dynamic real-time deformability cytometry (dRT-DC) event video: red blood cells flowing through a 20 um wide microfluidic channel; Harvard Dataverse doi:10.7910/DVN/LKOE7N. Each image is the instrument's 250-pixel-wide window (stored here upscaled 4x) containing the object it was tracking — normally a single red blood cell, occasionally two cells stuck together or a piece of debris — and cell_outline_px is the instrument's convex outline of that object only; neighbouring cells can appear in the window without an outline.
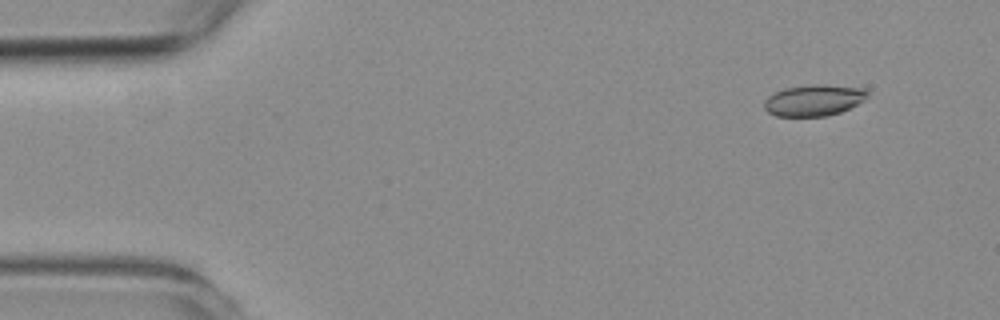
{"species": "common noctule bat (a hibernating species)", "species_latin": "Nyctalus noctula", "temperature_condition": "room temperature", "stored_images_in_passage": 55, "camera_frame_rate_fps": 3000, "um_per_image_px": 0.085, "animal": {"sex": "female", "body_mass_g": 19.3, "forearm_length_mm": 54.1}, "frame": {"image": 1, "passage_image": 1, "time_ms": 0.0, "image_size_px": [1000, 320], "cell_outline_px": [[868, 96], [864, 100], [840, 112], [828, 116], [776, 116], [768, 112], [764, 108], [764, 100], [768, 96], [784, 88], [812, 84], [824, 84], [864, 88], [868, 92]], "centroid_in_image_um": [69.16, 8.51], "position_along_channel_um": 15.8, "area_um2": 18.84}}
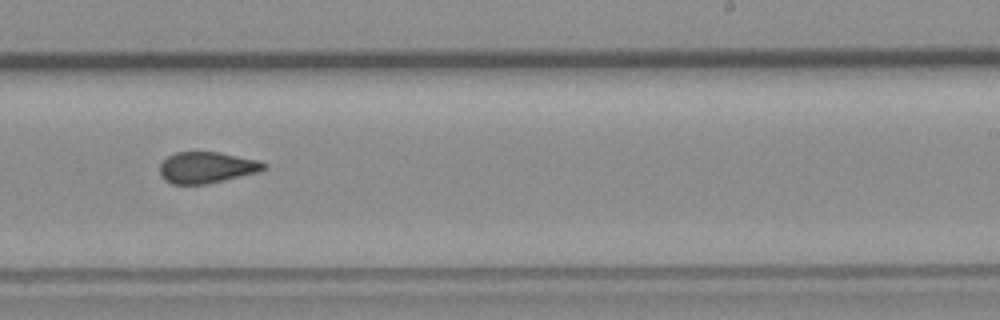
{"frame": {"image": 2, "passage_image": 32, "time_ms": 10.333, "image_size_px": [1000, 320], "cell_outline_px": [[268, 168], [260, 172], [204, 184], [172, 184], [164, 180], [160, 176], [160, 164], [168, 156], [176, 152], [220, 152], [256, 160], [268, 164]], "centroid_in_image_um": [17.57, 14.24], "position_along_channel_um": 271.4, "area_um2": 18.96}}
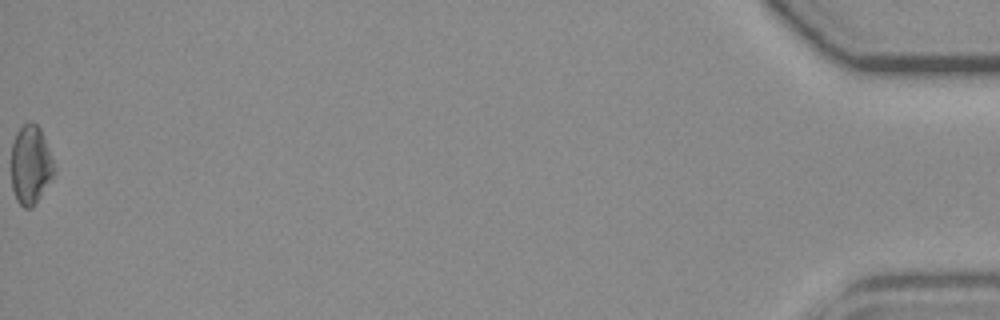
{"frame": {"image": 3, "passage_image": 55, "time_ms": 18.0, "image_size_px": [1000, 320], "cell_outline_px": [[56, 172], [36, 204], [32, 208], [24, 208], [16, 200], [12, 188], [12, 144], [16, 132], [28, 120], [32, 120], [40, 128], [56, 168]], "centroid_in_image_um": [2.61, 14.02], "position_along_channel_um": 432.6, "area_um2": 19.88}, "authors_computed_cell_mechanics": {"area_um2": 19.2474, "velocity_mm_per_s": 3.5328, "shape_relaxation_time_tau1_ms": null, "shape_relaxation_time_tau2_ms": 2.3187, "deformation_change_tau1": null, "deformation_change_tau2": 0.0869}}